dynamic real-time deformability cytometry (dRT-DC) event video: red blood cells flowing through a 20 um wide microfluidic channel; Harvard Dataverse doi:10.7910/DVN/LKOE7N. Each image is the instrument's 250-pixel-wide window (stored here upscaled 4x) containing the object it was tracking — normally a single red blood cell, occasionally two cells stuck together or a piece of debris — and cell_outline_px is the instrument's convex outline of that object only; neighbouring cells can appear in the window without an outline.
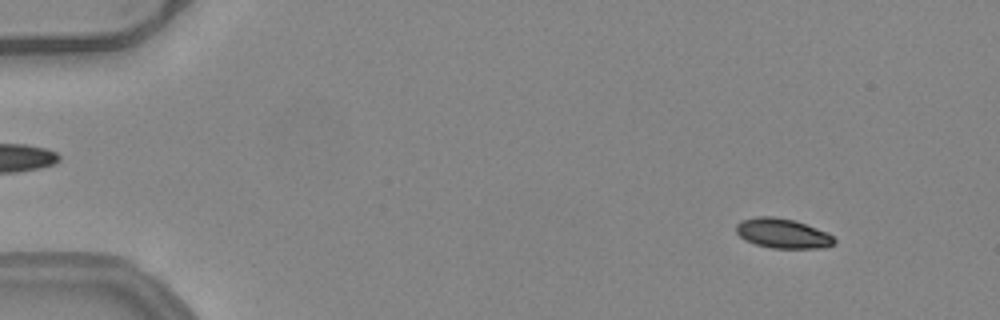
{"species": "common noctule bat (a hibernating species)", "species_latin": "Nyctalus noctula", "temperature_condition": "warm", "stored_images_in_passage": 53, "camera_frame_rate_fps": 3000, "um_per_image_px": 0.085, "animal": {"sex": "female", "body_mass_g": 24.6, "forearm_length_mm": 56.2}, "frame": {"image": 1, "passage_image": 6, "time_ms": 1.667, "image_size_px": [1000, 320], "cell_outline_px": [[836, 244], [824, 248], [772, 248], [756, 244], [744, 240], [736, 232], [736, 224], [740, 220], [756, 216], [772, 216], [792, 220], [816, 228], [832, 236], [836, 240]], "centroid_in_image_um": [66.49, 19.84], "position_along_channel_um": 18.5, "area_um2": 16.94}}
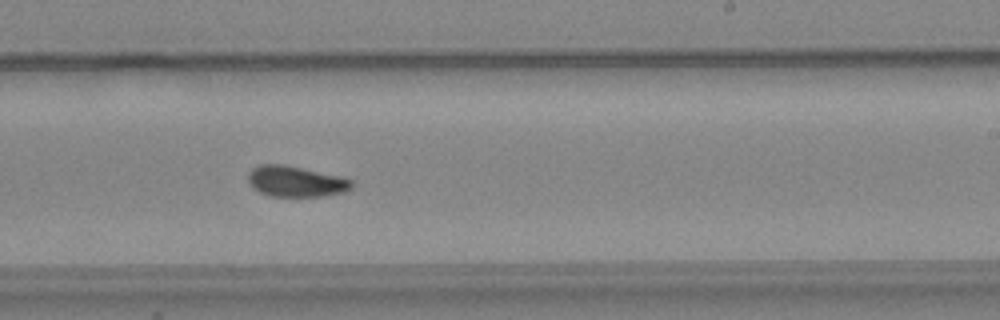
{"frame": {"image": 2, "passage_image": 33, "time_ms": 10.667, "image_size_px": [1000, 320], "cell_outline_px": [[352, 188], [344, 192], [324, 196], [268, 196], [252, 188], [248, 184], [248, 172], [252, 168], [260, 164], [284, 164], [340, 176], [352, 180]], "centroid_in_image_um": [25.1, 15.42], "position_along_channel_um": 263.9, "area_um2": 18.73}}
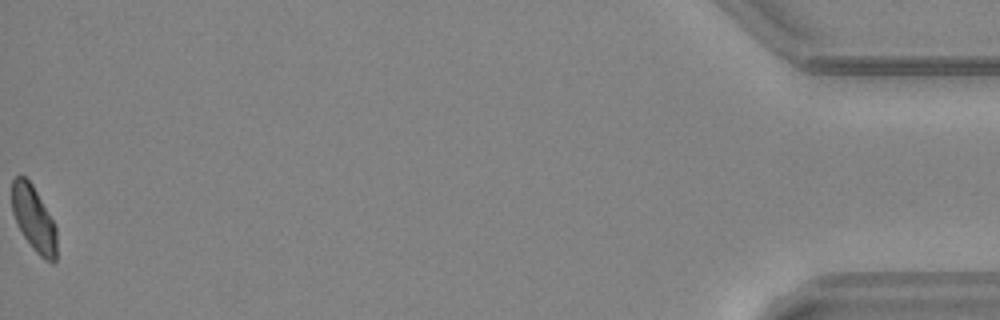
{"frame": {"image": 3, "passage_image": 53, "time_ms": 17.333, "image_size_px": [1000, 320], "cell_outline_px": [[56, 260], [52, 264], [44, 260], [32, 248], [24, 236], [12, 212], [12, 180], [20, 172], [32, 184], [48, 212], [56, 228]], "centroid_in_image_um": [2.87, 18.59], "position_along_channel_um": 432.3, "area_um2": 16.94}, "authors_computed_cell_mechanics": {"area_um2": 18.1492, "velocity_mm_per_s": 4.0029, "shape_relaxation_time_tau1_ms": 3.2374, "shape_relaxation_time_tau2_ms": 1.9158, "deformation_change_tau1": 0.1357, "deformation_change_tau2": 0.0601}}